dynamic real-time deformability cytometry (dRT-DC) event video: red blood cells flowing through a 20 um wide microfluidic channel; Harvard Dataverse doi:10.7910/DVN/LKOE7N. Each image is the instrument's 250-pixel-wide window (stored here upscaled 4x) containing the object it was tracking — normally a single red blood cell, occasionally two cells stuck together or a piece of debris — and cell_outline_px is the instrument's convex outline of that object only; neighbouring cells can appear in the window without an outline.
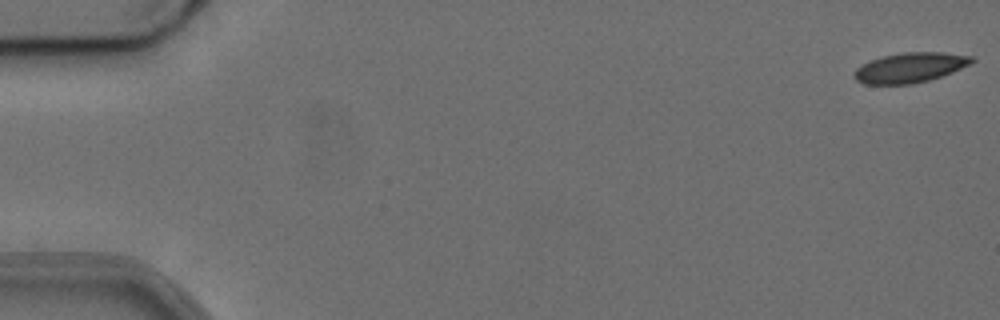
{"species": "common noctule bat (a hibernating species)", "species_latin": "Nyctalus noctula", "temperature_condition": "cold", "stored_images_in_passage": 55, "camera_frame_rate_fps": 3000, "um_per_image_px": 0.085, "animal": {"sex": "female", "body_mass_g": 24.6, "forearm_length_mm": 56.2}, "frame": {"image": 1, "passage_image": 1, "time_ms": 0.0, "image_size_px": [1000, 320], "cell_outline_px": [[976, 60], [952, 72], [928, 80], [912, 84], [864, 84], [856, 80], [852, 76], [856, 68], [872, 60], [884, 56], [904, 52], [944, 52], [976, 56]], "centroid_in_image_um": [77.37, 5.74], "position_along_channel_um": 7.6, "area_um2": 20.4}}
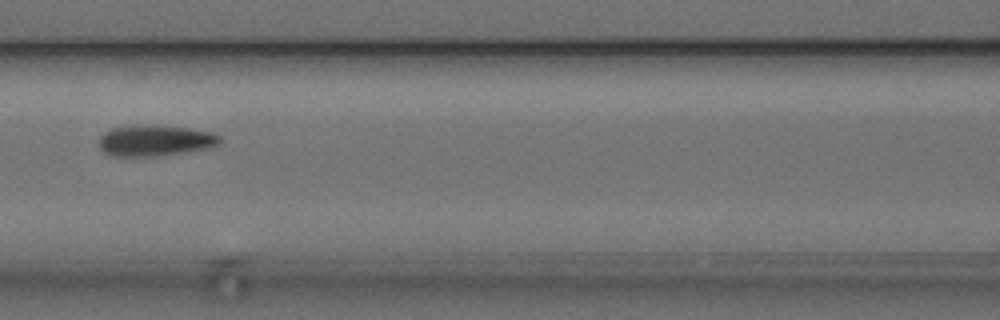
{"frame": {"image": 2, "passage_image": 25, "time_ms": 8.0, "image_size_px": [1000, 320], "cell_outline_px": [[220, 144], [208, 148], [160, 156], [108, 156], [100, 148], [100, 136], [104, 132], [112, 128], [132, 124], [152, 124], [188, 128], [212, 132], [220, 136]], "centroid_in_image_um": [13.16, 11.93], "position_along_channel_um": 153.4, "area_um2": 22.2}}
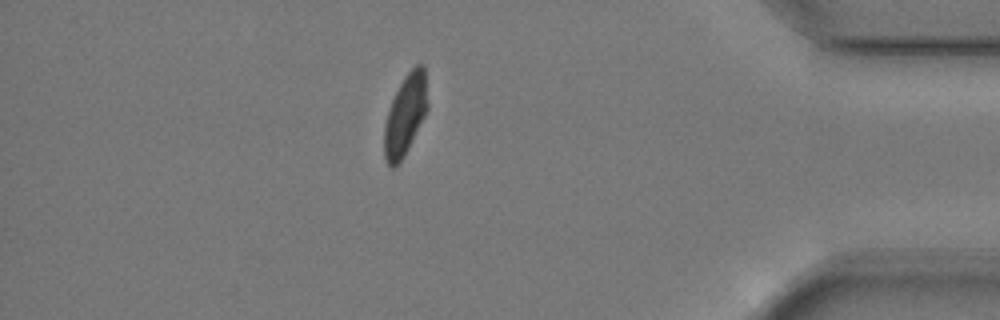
{"frame": {"image": 3, "passage_image": 48, "time_ms": 15.667, "image_size_px": [1000, 320], "cell_outline_px": [[428, 108], [400, 164], [396, 168], [392, 168], [388, 164], [384, 156], [384, 124], [388, 108], [404, 76], [416, 64], [424, 64], [428, 104]], "centroid_in_image_um": [34.44, 9.78], "position_along_channel_um": 400.8, "area_um2": 20.4}, "authors_computed_cell_mechanics": {"area_um2": 21.675, "velocity_mm_per_s": 3.7388, "shape_relaxation_time_tau1_ms": 3.7296, "shape_relaxation_time_tau2_ms": 2.7887, "deformation_change_tau1": 0.1298, "deformation_change_tau2": 0.0804}}